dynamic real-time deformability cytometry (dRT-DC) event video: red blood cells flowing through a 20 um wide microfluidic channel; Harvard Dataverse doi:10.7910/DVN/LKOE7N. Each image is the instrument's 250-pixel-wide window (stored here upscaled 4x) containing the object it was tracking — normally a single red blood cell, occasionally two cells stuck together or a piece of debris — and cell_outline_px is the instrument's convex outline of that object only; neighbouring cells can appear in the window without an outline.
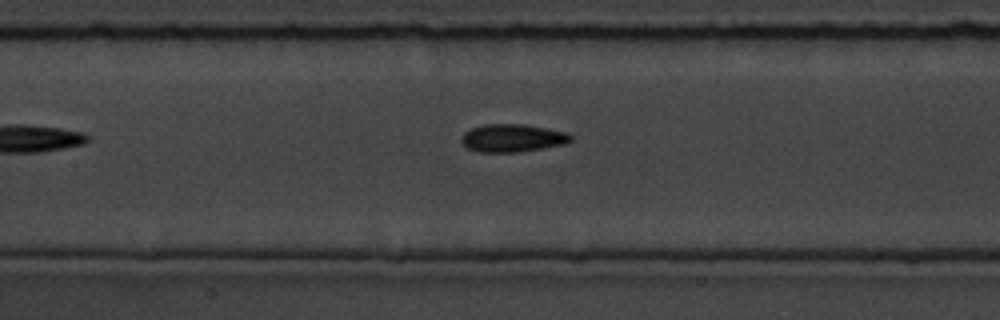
{"species": "common noctule bat (a hibernating species)", "species_latin": "Nyctalus noctula", "temperature_condition": "room temperature", "stored_images_in_passage": 8, "camera_frame_rate_fps": 3000, "um_per_image_px": 0.085, "animal": {"sex": "male", "body_mass_g": 19.5, "forearm_length_mm": 54.6}, "frame": {"image": 1, "passage_image": 6, "time_ms": 5.667, "image_size_px": [1000, 320], "cell_outline_px": [[572, 140], [564, 144], [516, 152], [476, 152], [468, 148], [460, 140], [460, 136], [464, 132], [472, 128], [484, 124], [524, 124], [568, 132], [572, 136]], "centroid_in_image_um": [43.53, 11.72], "position_along_channel_um": 163.9, "area_um2": 17.74}}
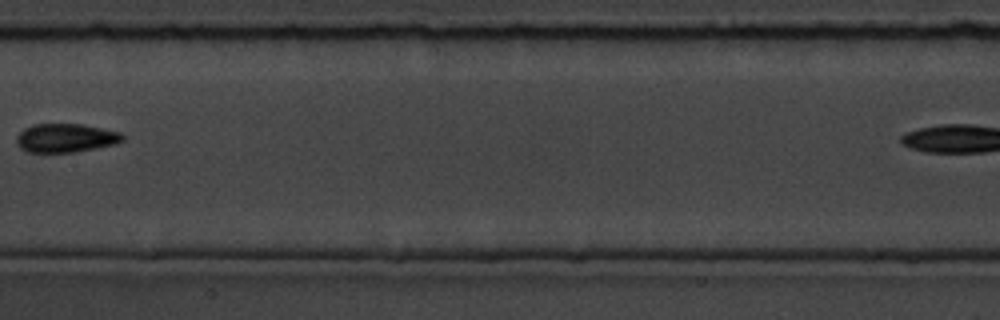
{"frame": {"image": 2, "passage_image": 7, "time_ms": 6.667, "image_size_px": [1000, 320], "cell_outline_px": [[124, 140], [116, 144], [76, 152], [28, 152], [20, 148], [16, 144], [16, 136], [24, 128], [32, 124], [80, 124], [120, 132], [124, 136]], "centroid_in_image_um": [5.56, 11.73], "position_along_channel_um": 201.8, "area_um2": 17.8}}